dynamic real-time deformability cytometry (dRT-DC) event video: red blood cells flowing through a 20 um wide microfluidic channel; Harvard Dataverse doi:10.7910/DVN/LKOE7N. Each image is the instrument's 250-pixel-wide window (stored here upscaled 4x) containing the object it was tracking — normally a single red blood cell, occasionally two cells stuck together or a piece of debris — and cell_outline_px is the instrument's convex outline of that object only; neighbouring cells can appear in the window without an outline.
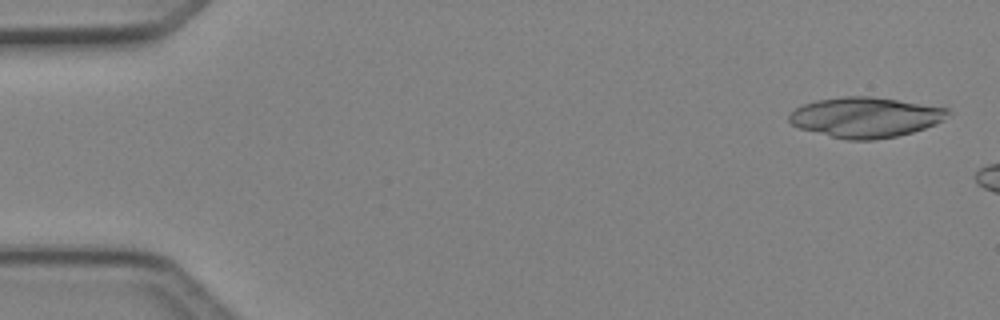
{"species": "Egyptian fruit bat (a non-hibernating species)", "species_latin": "Rousettus aegyptiacus", "temperature_condition": "cold", "stored_images_in_passage": 10, "camera_frame_rate_fps": 3000, "um_per_image_px": 0.085, "animal": {"sex": "female"}, "frame": {"image": 1, "passage_image": 2, "time_ms": 0.333, "image_size_px": [1000, 320], "cell_outline_px": [[952, 112], [944, 120], [936, 124], [912, 132], [896, 136], [872, 140], [844, 140], [800, 128], [792, 124], [788, 120], [788, 116], [796, 108], [804, 104], [816, 100], [844, 96], [872, 96], [948, 108]], "centroid_in_image_um": [73.58, 9.97], "position_along_channel_um": 11.4, "area_um2": 37.22}}